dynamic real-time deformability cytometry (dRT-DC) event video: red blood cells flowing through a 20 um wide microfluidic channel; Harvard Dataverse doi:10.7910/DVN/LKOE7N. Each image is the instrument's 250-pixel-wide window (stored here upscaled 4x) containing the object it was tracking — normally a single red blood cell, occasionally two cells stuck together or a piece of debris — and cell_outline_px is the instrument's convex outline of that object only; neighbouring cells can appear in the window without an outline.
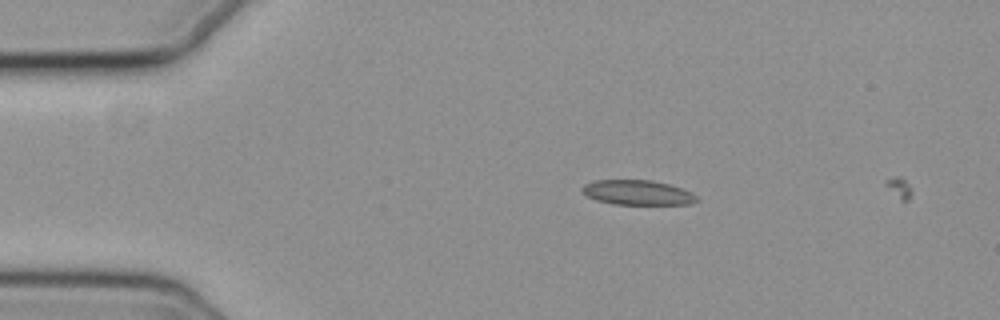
{"species": "common noctule bat (a hibernating species)", "species_latin": "Nyctalus noctula", "temperature_condition": "cold", "stored_images_in_passage": 2, "camera_frame_rate_fps": 3000, "um_per_image_px": 0.085, "animal": {"sex": "female", "body_mass_g": 19.3, "forearm_length_mm": 54.1}, "frame": {"image": 1, "passage_image": 1, "time_ms": 0.0, "image_size_px": [1000, 320], "cell_outline_px": [[700, 200], [692, 204], [612, 204], [596, 200], [588, 196], [580, 188], [584, 184], [592, 180], [652, 180], [668, 184], [692, 192]], "centroid_in_image_um": [54.19, 16.36], "position_along_channel_um": 30.8, "area_um2": 16.59}}